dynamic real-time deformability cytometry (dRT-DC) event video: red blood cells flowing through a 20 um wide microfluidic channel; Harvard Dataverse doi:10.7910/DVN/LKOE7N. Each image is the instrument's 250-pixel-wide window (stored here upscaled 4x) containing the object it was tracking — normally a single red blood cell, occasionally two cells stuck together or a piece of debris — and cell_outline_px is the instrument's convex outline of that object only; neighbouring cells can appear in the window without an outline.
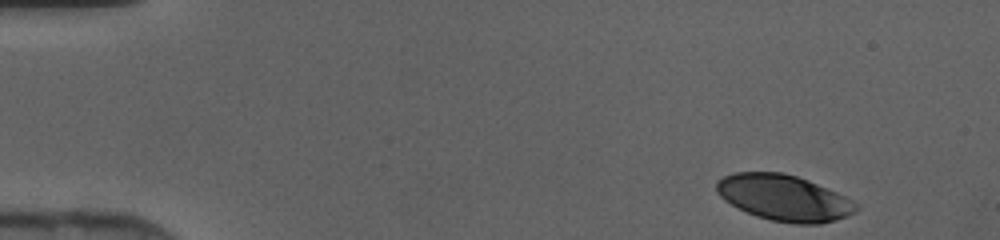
{"species": "human", "species_latin": "Homo sapiens", "temperature_condition": "cold", "stored_images_in_passage": 43, "camera_frame_rate_fps": 3000, "um_per_image_px": 0.085, "donor": {"sex": "female"}, "frame": {"image": 1, "passage_image": 1, "time_ms": 0.0, "image_size_px": [1000, 240], "cell_outline_px": [[860, 208], [856, 212], [848, 216], [836, 220], [820, 224], [796, 224], [772, 220], [756, 216], [724, 200], [716, 192], [716, 180], [724, 176], [736, 172], [784, 172], [808, 180], [836, 192], [852, 200]], "centroid_in_image_um": [66.65, 16.81], "position_along_channel_um": 18.3, "area_um2": 37.34}}
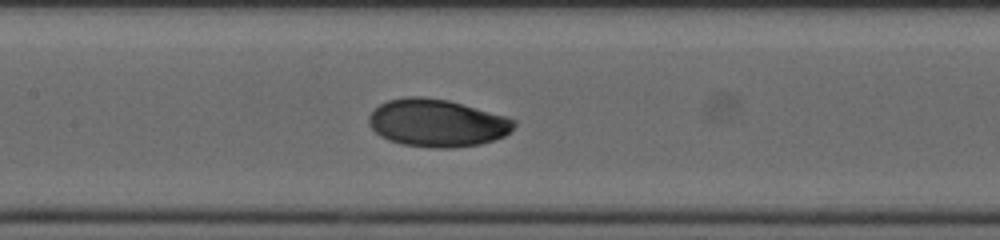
{"frame": {"image": 2, "passage_image": 19, "time_ms": 6.0, "image_size_px": [1000, 240], "cell_outline_px": [[516, 124], [504, 136], [480, 144], [452, 148], [432, 148], [404, 144], [388, 140], [380, 136], [372, 128], [368, 120], [368, 116], [380, 104], [388, 100], [408, 96], [420, 96], [448, 100], [508, 116], [516, 120]], "centroid_in_image_um": [37.16, 10.45], "position_along_channel_um": 170.2, "area_um2": 40.23}}
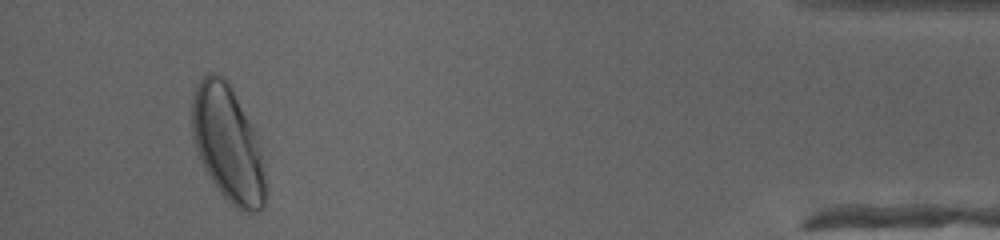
{"frame": {"image": 3, "passage_image": 40, "time_ms": 13.0, "image_size_px": [1000, 240], "cell_outline_px": [[264, 204], [260, 212], [240, 212], [220, 192], [208, 176], [204, 168], [196, 148], [192, 132], [192, 100], [196, 88], [200, 80], [208, 72], [216, 72], [228, 84], [248, 120], [252, 128], [260, 152], [264, 172]], "centroid_in_image_um": [19.33, 12.27], "position_along_channel_um": 415.9, "area_um2": 48.38}}